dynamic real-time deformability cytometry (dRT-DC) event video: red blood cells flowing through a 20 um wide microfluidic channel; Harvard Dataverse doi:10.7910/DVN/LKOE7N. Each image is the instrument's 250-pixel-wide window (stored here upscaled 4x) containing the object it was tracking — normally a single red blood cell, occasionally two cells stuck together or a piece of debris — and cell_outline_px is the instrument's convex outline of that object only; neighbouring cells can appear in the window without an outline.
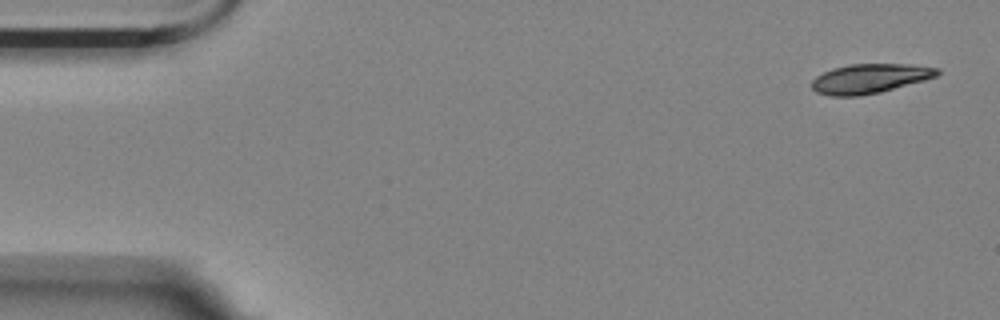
{"species": "Egyptian fruit bat (a non-hibernating species)", "species_latin": "Rousettus aegyptiacus", "temperature_condition": "room temperature", "stored_images_in_passage": 3, "camera_frame_rate_fps": 3000, "um_per_image_px": 0.085, "animal": {"sex": "female"}, "frame": {"image": 1, "passage_image": 1, "time_ms": 0.0, "image_size_px": [1000, 320], "cell_outline_px": [[940, 72], [936, 76], [924, 80], [880, 92], [860, 96], [832, 96], [816, 92], [812, 88], [812, 80], [816, 76], [832, 68], [852, 64], [912, 64], [940, 68]], "centroid_in_image_um": [73.93, 6.67], "position_along_channel_um": 11.1, "area_um2": 21.5}}